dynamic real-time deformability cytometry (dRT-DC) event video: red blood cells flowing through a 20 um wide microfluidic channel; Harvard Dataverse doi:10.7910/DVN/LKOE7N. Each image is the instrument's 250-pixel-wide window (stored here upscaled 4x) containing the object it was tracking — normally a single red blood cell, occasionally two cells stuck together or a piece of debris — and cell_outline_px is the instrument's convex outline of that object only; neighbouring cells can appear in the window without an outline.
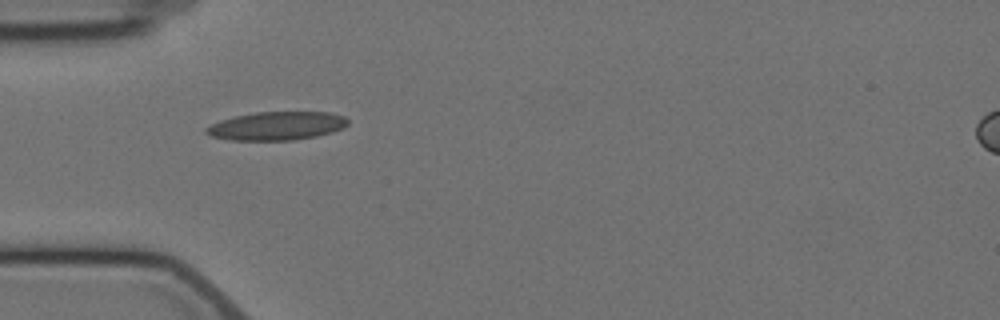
{"species": "Egyptian fruit bat (a non-hibernating species)", "species_latin": "Rousettus aegyptiacus", "temperature_condition": "cold", "stored_images_in_passage": 2, "camera_frame_rate_fps": 3000, "um_per_image_px": 0.085, "animal": {"sex": "female"}, "frame": {"image": 1, "passage_image": 1, "time_ms": 0.0, "image_size_px": [1000, 320], "cell_outline_px": [[348, 124], [344, 128], [332, 132], [316, 136], [292, 140], [228, 140], [212, 136], [204, 132], [204, 128], [220, 120], [236, 116], [256, 112], [328, 112], [344, 116], [348, 120]], "centroid_in_image_um": [23.52, 10.7], "position_along_channel_um": 61.5, "area_um2": 23.47}}
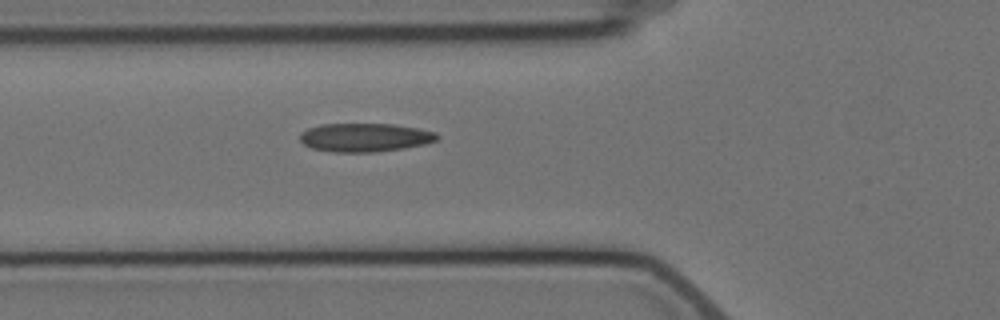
{"frame": {"image": 2, "passage_image": 2, "time_ms": 1.0, "image_size_px": [1000, 320], "cell_outline_px": [[440, 136], [436, 140], [424, 144], [404, 148], [372, 152], [332, 152], [312, 148], [304, 144], [300, 140], [300, 132], [308, 128], [320, 124], [392, 124], [416, 128], [436, 132]], "centroid_in_image_um": [30.99, 11.68], "position_along_channel_um": 94.8, "area_um2": 22.77}}